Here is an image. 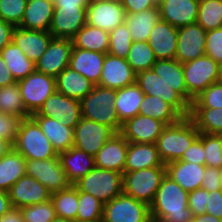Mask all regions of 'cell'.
Listing matches in <instances>:
<instances>
[{"label":"cell","instance_id":"44dd1931","mask_svg":"<svg viewBox=\"0 0 222 222\" xmlns=\"http://www.w3.org/2000/svg\"><path fill=\"white\" fill-rule=\"evenodd\" d=\"M199 0H161L160 19L176 28L197 22Z\"/></svg>","mask_w":222,"mask_h":222},{"label":"cell","instance_id":"f5cc1de1","mask_svg":"<svg viewBox=\"0 0 222 222\" xmlns=\"http://www.w3.org/2000/svg\"><path fill=\"white\" fill-rule=\"evenodd\" d=\"M208 191L203 188L195 189L188 194V208L193 216L206 213Z\"/></svg>","mask_w":222,"mask_h":222},{"label":"cell","instance_id":"91938a15","mask_svg":"<svg viewBox=\"0 0 222 222\" xmlns=\"http://www.w3.org/2000/svg\"><path fill=\"white\" fill-rule=\"evenodd\" d=\"M16 83L11 72L8 70L4 59L0 54V88Z\"/></svg>","mask_w":222,"mask_h":222},{"label":"cell","instance_id":"ac0fdd59","mask_svg":"<svg viewBox=\"0 0 222 222\" xmlns=\"http://www.w3.org/2000/svg\"><path fill=\"white\" fill-rule=\"evenodd\" d=\"M206 33L197 22L178 28L175 59L183 64L205 55Z\"/></svg>","mask_w":222,"mask_h":222},{"label":"cell","instance_id":"9c48e42d","mask_svg":"<svg viewBox=\"0 0 222 222\" xmlns=\"http://www.w3.org/2000/svg\"><path fill=\"white\" fill-rule=\"evenodd\" d=\"M102 218L106 222H148L150 207L122 193L104 204Z\"/></svg>","mask_w":222,"mask_h":222},{"label":"cell","instance_id":"816d5d0a","mask_svg":"<svg viewBox=\"0 0 222 222\" xmlns=\"http://www.w3.org/2000/svg\"><path fill=\"white\" fill-rule=\"evenodd\" d=\"M21 118L0 112V138L8 140L12 145L17 140Z\"/></svg>","mask_w":222,"mask_h":222},{"label":"cell","instance_id":"4dcf8cb0","mask_svg":"<svg viewBox=\"0 0 222 222\" xmlns=\"http://www.w3.org/2000/svg\"><path fill=\"white\" fill-rule=\"evenodd\" d=\"M40 126L42 132L60 153L73 147V128L64 126L60 120L45 116H31Z\"/></svg>","mask_w":222,"mask_h":222},{"label":"cell","instance_id":"f1b7e54d","mask_svg":"<svg viewBox=\"0 0 222 222\" xmlns=\"http://www.w3.org/2000/svg\"><path fill=\"white\" fill-rule=\"evenodd\" d=\"M156 144L128 143L124 172L162 166Z\"/></svg>","mask_w":222,"mask_h":222},{"label":"cell","instance_id":"52a82bcc","mask_svg":"<svg viewBox=\"0 0 222 222\" xmlns=\"http://www.w3.org/2000/svg\"><path fill=\"white\" fill-rule=\"evenodd\" d=\"M165 175V164L134 172H124L122 181L123 194L150 206Z\"/></svg>","mask_w":222,"mask_h":222},{"label":"cell","instance_id":"7a4b0ae2","mask_svg":"<svg viewBox=\"0 0 222 222\" xmlns=\"http://www.w3.org/2000/svg\"><path fill=\"white\" fill-rule=\"evenodd\" d=\"M199 134L189 117H183L177 123L167 125L155 143L161 161L166 165L180 160Z\"/></svg>","mask_w":222,"mask_h":222},{"label":"cell","instance_id":"681fc988","mask_svg":"<svg viewBox=\"0 0 222 222\" xmlns=\"http://www.w3.org/2000/svg\"><path fill=\"white\" fill-rule=\"evenodd\" d=\"M24 222H51L56 213L51 200L21 208Z\"/></svg>","mask_w":222,"mask_h":222},{"label":"cell","instance_id":"03108f58","mask_svg":"<svg viewBox=\"0 0 222 222\" xmlns=\"http://www.w3.org/2000/svg\"><path fill=\"white\" fill-rule=\"evenodd\" d=\"M13 145L6 139L0 138V158L5 156Z\"/></svg>","mask_w":222,"mask_h":222},{"label":"cell","instance_id":"c3c4849f","mask_svg":"<svg viewBox=\"0 0 222 222\" xmlns=\"http://www.w3.org/2000/svg\"><path fill=\"white\" fill-rule=\"evenodd\" d=\"M28 0H0V20L19 27Z\"/></svg>","mask_w":222,"mask_h":222},{"label":"cell","instance_id":"9f6ffc18","mask_svg":"<svg viewBox=\"0 0 222 222\" xmlns=\"http://www.w3.org/2000/svg\"><path fill=\"white\" fill-rule=\"evenodd\" d=\"M125 13H137L157 7L161 0H120Z\"/></svg>","mask_w":222,"mask_h":222},{"label":"cell","instance_id":"a7ac6f4b","mask_svg":"<svg viewBox=\"0 0 222 222\" xmlns=\"http://www.w3.org/2000/svg\"><path fill=\"white\" fill-rule=\"evenodd\" d=\"M220 81L222 82V64L220 65Z\"/></svg>","mask_w":222,"mask_h":222},{"label":"cell","instance_id":"2e32d148","mask_svg":"<svg viewBox=\"0 0 222 222\" xmlns=\"http://www.w3.org/2000/svg\"><path fill=\"white\" fill-rule=\"evenodd\" d=\"M167 125L152 117L138 114L122 124L120 134L129 143L155 144Z\"/></svg>","mask_w":222,"mask_h":222},{"label":"cell","instance_id":"60d3db41","mask_svg":"<svg viewBox=\"0 0 222 222\" xmlns=\"http://www.w3.org/2000/svg\"><path fill=\"white\" fill-rule=\"evenodd\" d=\"M0 112L15 115L21 119L31 117L24 107L17 82L0 88Z\"/></svg>","mask_w":222,"mask_h":222},{"label":"cell","instance_id":"8992f818","mask_svg":"<svg viewBox=\"0 0 222 222\" xmlns=\"http://www.w3.org/2000/svg\"><path fill=\"white\" fill-rule=\"evenodd\" d=\"M182 66L187 88V102L190 105L194 98L208 86L220 81V64L206 54L185 62Z\"/></svg>","mask_w":222,"mask_h":222},{"label":"cell","instance_id":"2644e50d","mask_svg":"<svg viewBox=\"0 0 222 222\" xmlns=\"http://www.w3.org/2000/svg\"><path fill=\"white\" fill-rule=\"evenodd\" d=\"M148 222H160V221H156V220L150 219Z\"/></svg>","mask_w":222,"mask_h":222},{"label":"cell","instance_id":"74e56055","mask_svg":"<svg viewBox=\"0 0 222 222\" xmlns=\"http://www.w3.org/2000/svg\"><path fill=\"white\" fill-rule=\"evenodd\" d=\"M139 108V114L162 121L166 125L175 124L183 118L172 105L159 97L145 95Z\"/></svg>","mask_w":222,"mask_h":222},{"label":"cell","instance_id":"89a4df30","mask_svg":"<svg viewBox=\"0 0 222 222\" xmlns=\"http://www.w3.org/2000/svg\"><path fill=\"white\" fill-rule=\"evenodd\" d=\"M93 222H106V221L103 218H101L100 220L93 221Z\"/></svg>","mask_w":222,"mask_h":222},{"label":"cell","instance_id":"4fadbf2b","mask_svg":"<svg viewBox=\"0 0 222 222\" xmlns=\"http://www.w3.org/2000/svg\"><path fill=\"white\" fill-rule=\"evenodd\" d=\"M125 15V9L120 0H89L86 8V23L110 33L125 22Z\"/></svg>","mask_w":222,"mask_h":222},{"label":"cell","instance_id":"db71d44e","mask_svg":"<svg viewBox=\"0 0 222 222\" xmlns=\"http://www.w3.org/2000/svg\"><path fill=\"white\" fill-rule=\"evenodd\" d=\"M181 161L205 165V154L202 141L197 138L183 153Z\"/></svg>","mask_w":222,"mask_h":222},{"label":"cell","instance_id":"6125c7cd","mask_svg":"<svg viewBox=\"0 0 222 222\" xmlns=\"http://www.w3.org/2000/svg\"><path fill=\"white\" fill-rule=\"evenodd\" d=\"M89 0H53L54 7H87Z\"/></svg>","mask_w":222,"mask_h":222},{"label":"cell","instance_id":"f546056e","mask_svg":"<svg viewBox=\"0 0 222 222\" xmlns=\"http://www.w3.org/2000/svg\"><path fill=\"white\" fill-rule=\"evenodd\" d=\"M94 86V83L70 67L56 77V91L78 101L87 96Z\"/></svg>","mask_w":222,"mask_h":222},{"label":"cell","instance_id":"94428289","mask_svg":"<svg viewBox=\"0 0 222 222\" xmlns=\"http://www.w3.org/2000/svg\"><path fill=\"white\" fill-rule=\"evenodd\" d=\"M0 222H24L21 209L11 207L4 215L0 217Z\"/></svg>","mask_w":222,"mask_h":222},{"label":"cell","instance_id":"5bb4252c","mask_svg":"<svg viewBox=\"0 0 222 222\" xmlns=\"http://www.w3.org/2000/svg\"><path fill=\"white\" fill-rule=\"evenodd\" d=\"M31 116L54 118L60 120L64 126L74 129L82 118L80 101L55 91L39 111Z\"/></svg>","mask_w":222,"mask_h":222},{"label":"cell","instance_id":"b9f144b4","mask_svg":"<svg viewBox=\"0 0 222 222\" xmlns=\"http://www.w3.org/2000/svg\"><path fill=\"white\" fill-rule=\"evenodd\" d=\"M126 60L136 74L152 69L157 61L152 48L146 41L133 42Z\"/></svg>","mask_w":222,"mask_h":222},{"label":"cell","instance_id":"ffe728a7","mask_svg":"<svg viewBox=\"0 0 222 222\" xmlns=\"http://www.w3.org/2000/svg\"><path fill=\"white\" fill-rule=\"evenodd\" d=\"M136 82V73L126 59L105 55L99 86L111 89H122Z\"/></svg>","mask_w":222,"mask_h":222},{"label":"cell","instance_id":"9a60e30c","mask_svg":"<svg viewBox=\"0 0 222 222\" xmlns=\"http://www.w3.org/2000/svg\"><path fill=\"white\" fill-rule=\"evenodd\" d=\"M72 48L71 39L53 38L47 50L35 63L36 71L56 78L69 67Z\"/></svg>","mask_w":222,"mask_h":222},{"label":"cell","instance_id":"7c38bea8","mask_svg":"<svg viewBox=\"0 0 222 222\" xmlns=\"http://www.w3.org/2000/svg\"><path fill=\"white\" fill-rule=\"evenodd\" d=\"M25 169L26 175L37 179L51 193L61 191L71 185L58 157L47 160L26 159Z\"/></svg>","mask_w":222,"mask_h":222},{"label":"cell","instance_id":"f907efd6","mask_svg":"<svg viewBox=\"0 0 222 222\" xmlns=\"http://www.w3.org/2000/svg\"><path fill=\"white\" fill-rule=\"evenodd\" d=\"M205 54L222 64V27L207 31Z\"/></svg>","mask_w":222,"mask_h":222},{"label":"cell","instance_id":"bcb514c9","mask_svg":"<svg viewBox=\"0 0 222 222\" xmlns=\"http://www.w3.org/2000/svg\"><path fill=\"white\" fill-rule=\"evenodd\" d=\"M204 147L205 166L222 168V135L203 134L198 137Z\"/></svg>","mask_w":222,"mask_h":222},{"label":"cell","instance_id":"f35d334b","mask_svg":"<svg viewBox=\"0 0 222 222\" xmlns=\"http://www.w3.org/2000/svg\"><path fill=\"white\" fill-rule=\"evenodd\" d=\"M189 118L200 133L222 135V108H190Z\"/></svg>","mask_w":222,"mask_h":222},{"label":"cell","instance_id":"277c9868","mask_svg":"<svg viewBox=\"0 0 222 222\" xmlns=\"http://www.w3.org/2000/svg\"><path fill=\"white\" fill-rule=\"evenodd\" d=\"M13 148L25 159L47 160L58 157L52 143L32 117L21 120Z\"/></svg>","mask_w":222,"mask_h":222},{"label":"cell","instance_id":"f6af8a7d","mask_svg":"<svg viewBox=\"0 0 222 222\" xmlns=\"http://www.w3.org/2000/svg\"><path fill=\"white\" fill-rule=\"evenodd\" d=\"M132 43L131 34L124 22L109 33V50L107 53L126 59Z\"/></svg>","mask_w":222,"mask_h":222},{"label":"cell","instance_id":"8d00e7d4","mask_svg":"<svg viewBox=\"0 0 222 222\" xmlns=\"http://www.w3.org/2000/svg\"><path fill=\"white\" fill-rule=\"evenodd\" d=\"M0 54L16 82L36 70L35 63L12 41L2 49Z\"/></svg>","mask_w":222,"mask_h":222},{"label":"cell","instance_id":"e7e4bbea","mask_svg":"<svg viewBox=\"0 0 222 222\" xmlns=\"http://www.w3.org/2000/svg\"><path fill=\"white\" fill-rule=\"evenodd\" d=\"M192 222H222V219L205 213L194 216Z\"/></svg>","mask_w":222,"mask_h":222},{"label":"cell","instance_id":"ab89813d","mask_svg":"<svg viewBox=\"0 0 222 222\" xmlns=\"http://www.w3.org/2000/svg\"><path fill=\"white\" fill-rule=\"evenodd\" d=\"M50 200L57 217L76 221L78 212V190L74 185L51 193Z\"/></svg>","mask_w":222,"mask_h":222},{"label":"cell","instance_id":"8fae6325","mask_svg":"<svg viewBox=\"0 0 222 222\" xmlns=\"http://www.w3.org/2000/svg\"><path fill=\"white\" fill-rule=\"evenodd\" d=\"M115 134L108 126L82 117L73 132V147L93 157Z\"/></svg>","mask_w":222,"mask_h":222},{"label":"cell","instance_id":"d4e9b609","mask_svg":"<svg viewBox=\"0 0 222 222\" xmlns=\"http://www.w3.org/2000/svg\"><path fill=\"white\" fill-rule=\"evenodd\" d=\"M105 55L104 53L73 47L69 67L83 75L95 85H98Z\"/></svg>","mask_w":222,"mask_h":222},{"label":"cell","instance_id":"7402d4cb","mask_svg":"<svg viewBox=\"0 0 222 222\" xmlns=\"http://www.w3.org/2000/svg\"><path fill=\"white\" fill-rule=\"evenodd\" d=\"M128 141L115 133L94 156L95 167L124 173Z\"/></svg>","mask_w":222,"mask_h":222},{"label":"cell","instance_id":"003e7915","mask_svg":"<svg viewBox=\"0 0 222 222\" xmlns=\"http://www.w3.org/2000/svg\"><path fill=\"white\" fill-rule=\"evenodd\" d=\"M51 222H75V221L56 216Z\"/></svg>","mask_w":222,"mask_h":222},{"label":"cell","instance_id":"836d02e7","mask_svg":"<svg viewBox=\"0 0 222 222\" xmlns=\"http://www.w3.org/2000/svg\"><path fill=\"white\" fill-rule=\"evenodd\" d=\"M26 159L13 147L0 158V190L9 192L22 176L26 175Z\"/></svg>","mask_w":222,"mask_h":222},{"label":"cell","instance_id":"ba28073f","mask_svg":"<svg viewBox=\"0 0 222 222\" xmlns=\"http://www.w3.org/2000/svg\"><path fill=\"white\" fill-rule=\"evenodd\" d=\"M24 107L32 115L39 111L44 102L56 91V78L33 71L17 81Z\"/></svg>","mask_w":222,"mask_h":222},{"label":"cell","instance_id":"8c879c8a","mask_svg":"<svg viewBox=\"0 0 222 222\" xmlns=\"http://www.w3.org/2000/svg\"><path fill=\"white\" fill-rule=\"evenodd\" d=\"M220 174H221V184H222V168L220 169Z\"/></svg>","mask_w":222,"mask_h":222},{"label":"cell","instance_id":"d6986e66","mask_svg":"<svg viewBox=\"0 0 222 222\" xmlns=\"http://www.w3.org/2000/svg\"><path fill=\"white\" fill-rule=\"evenodd\" d=\"M11 207L23 208L51 199V192L37 179L24 175L9 190Z\"/></svg>","mask_w":222,"mask_h":222},{"label":"cell","instance_id":"484cf974","mask_svg":"<svg viewBox=\"0 0 222 222\" xmlns=\"http://www.w3.org/2000/svg\"><path fill=\"white\" fill-rule=\"evenodd\" d=\"M165 167L166 175L177 182L188 193L201 188L205 165L178 160L166 164Z\"/></svg>","mask_w":222,"mask_h":222},{"label":"cell","instance_id":"30bf717a","mask_svg":"<svg viewBox=\"0 0 222 222\" xmlns=\"http://www.w3.org/2000/svg\"><path fill=\"white\" fill-rule=\"evenodd\" d=\"M136 83L144 95L159 97L172 105L183 117H189L191 105L152 69L137 73Z\"/></svg>","mask_w":222,"mask_h":222},{"label":"cell","instance_id":"5b68a950","mask_svg":"<svg viewBox=\"0 0 222 222\" xmlns=\"http://www.w3.org/2000/svg\"><path fill=\"white\" fill-rule=\"evenodd\" d=\"M123 173L94 167L73 185L78 191L91 194L103 204L123 193Z\"/></svg>","mask_w":222,"mask_h":222},{"label":"cell","instance_id":"7dc6e473","mask_svg":"<svg viewBox=\"0 0 222 222\" xmlns=\"http://www.w3.org/2000/svg\"><path fill=\"white\" fill-rule=\"evenodd\" d=\"M190 108H222V82L208 86L194 98Z\"/></svg>","mask_w":222,"mask_h":222},{"label":"cell","instance_id":"cb8c5ba5","mask_svg":"<svg viewBox=\"0 0 222 222\" xmlns=\"http://www.w3.org/2000/svg\"><path fill=\"white\" fill-rule=\"evenodd\" d=\"M178 40V28L159 19L148 38L157 60L175 59Z\"/></svg>","mask_w":222,"mask_h":222},{"label":"cell","instance_id":"603a6c76","mask_svg":"<svg viewBox=\"0 0 222 222\" xmlns=\"http://www.w3.org/2000/svg\"><path fill=\"white\" fill-rule=\"evenodd\" d=\"M54 37L49 31L26 30L15 27L12 33V42L34 63L47 50Z\"/></svg>","mask_w":222,"mask_h":222},{"label":"cell","instance_id":"83f0119b","mask_svg":"<svg viewBox=\"0 0 222 222\" xmlns=\"http://www.w3.org/2000/svg\"><path fill=\"white\" fill-rule=\"evenodd\" d=\"M58 158L71 185L95 167L94 157L75 147L58 153Z\"/></svg>","mask_w":222,"mask_h":222},{"label":"cell","instance_id":"1f68e13d","mask_svg":"<svg viewBox=\"0 0 222 222\" xmlns=\"http://www.w3.org/2000/svg\"><path fill=\"white\" fill-rule=\"evenodd\" d=\"M144 96L136 82L117 89L115 108L121 124L139 114Z\"/></svg>","mask_w":222,"mask_h":222},{"label":"cell","instance_id":"e0dca14e","mask_svg":"<svg viewBox=\"0 0 222 222\" xmlns=\"http://www.w3.org/2000/svg\"><path fill=\"white\" fill-rule=\"evenodd\" d=\"M87 7H54L49 32L54 38L72 39L86 24Z\"/></svg>","mask_w":222,"mask_h":222},{"label":"cell","instance_id":"ee69618b","mask_svg":"<svg viewBox=\"0 0 222 222\" xmlns=\"http://www.w3.org/2000/svg\"><path fill=\"white\" fill-rule=\"evenodd\" d=\"M104 204L91 194L78 191V212L75 222H93L100 220Z\"/></svg>","mask_w":222,"mask_h":222},{"label":"cell","instance_id":"680465c9","mask_svg":"<svg viewBox=\"0 0 222 222\" xmlns=\"http://www.w3.org/2000/svg\"><path fill=\"white\" fill-rule=\"evenodd\" d=\"M14 26L6 21L0 20V52L12 41Z\"/></svg>","mask_w":222,"mask_h":222},{"label":"cell","instance_id":"be15d7a7","mask_svg":"<svg viewBox=\"0 0 222 222\" xmlns=\"http://www.w3.org/2000/svg\"><path fill=\"white\" fill-rule=\"evenodd\" d=\"M11 208L9 193L0 190V217Z\"/></svg>","mask_w":222,"mask_h":222},{"label":"cell","instance_id":"4316f807","mask_svg":"<svg viewBox=\"0 0 222 222\" xmlns=\"http://www.w3.org/2000/svg\"><path fill=\"white\" fill-rule=\"evenodd\" d=\"M54 13L53 0H28L20 28L49 31Z\"/></svg>","mask_w":222,"mask_h":222},{"label":"cell","instance_id":"7bdbcfd3","mask_svg":"<svg viewBox=\"0 0 222 222\" xmlns=\"http://www.w3.org/2000/svg\"><path fill=\"white\" fill-rule=\"evenodd\" d=\"M197 23L205 30L222 27V0H199Z\"/></svg>","mask_w":222,"mask_h":222},{"label":"cell","instance_id":"3957f363","mask_svg":"<svg viewBox=\"0 0 222 222\" xmlns=\"http://www.w3.org/2000/svg\"><path fill=\"white\" fill-rule=\"evenodd\" d=\"M116 89L95 85L93 90L80 100L82 117L110 127L119 133L122 127L115 108Z\"/></svg>","mask_w":222,"mask_h":222},{"label":"cell","instance_id":"6da1fadb","mask_svg":"<svg viewBox=\"0 0 222 222\" xmlns=\"http://www.w3.org/2000/svg\"><path fill=\"white\" fill-rule=\"evenodd\" d=\"M188 192L165 175L150 204L151 219L160 222H192Z\"/></svg>","mask_w":222,"mask_h":222},{"label":"cell","instance_id":"d590c367","mask_svg":"<svg viewBox=\"0 0 222 222\" xmlns=\"http://www.w3.org/2000/svg\"><path fill=\"white\" fill-rule=\"evenodd\" d=\"M73 47L106 54L109 50V33L85 24L71 39Z\"/></svg>","mask_w":222,"mask_h":222},{"label":"cell","instance_id":"d6a6232c","mask_svg":"<svg viewBox=\"0 0 222 222\" xmlns=\"http://www.w3.org/2000/svg\"><path fill=\"white\" fill-rule=\"evenodd\" d=\"M159 19L160 13L158 6L134 14L126 13L125 23L131 34L132 41L148 42L151 31Z\"/></svg>","mask_w":222,"mask_h":222},{"label":"cell","instance_id":"11a10c76","mask_svg":"<svg viewBox=\"0 0 222 222\" xmlns=\"http://www.w3.org/2000/svg\"><path fill=\"white\" fill-rule=\"evenodd\" d=\"M201 188L208 192L222 190L220 169L206 166Z\"/></svg>","mask_w":222,"mask_h":222},{"label":"cell","instance_id":"e575fe53","mask_svg":"<svg viewBox=\"0 0 222 222\" xmlns=\"http://www.w3.org/2000/svg\"><path fill=\"white\" fill-rule=\"evenodd\" d=\"M152 70L187 101L182 63L176 59L157 60Z\"/></svg>","mask_w":222,"mask_h":222},{"label":"cell","instance_id":"6f0895ef","mask_svg":"<svg viewBox=\"0 0 222 222\" xmlns=\"http://www.w3.org/2000/svg\"><path fill=\"white\" fill-rule=\"evenodd\" d=\"M206 214L222 219V190L208 192Z\"/></svg>","mask_w":222,"mask_h":222}]
</instances>
